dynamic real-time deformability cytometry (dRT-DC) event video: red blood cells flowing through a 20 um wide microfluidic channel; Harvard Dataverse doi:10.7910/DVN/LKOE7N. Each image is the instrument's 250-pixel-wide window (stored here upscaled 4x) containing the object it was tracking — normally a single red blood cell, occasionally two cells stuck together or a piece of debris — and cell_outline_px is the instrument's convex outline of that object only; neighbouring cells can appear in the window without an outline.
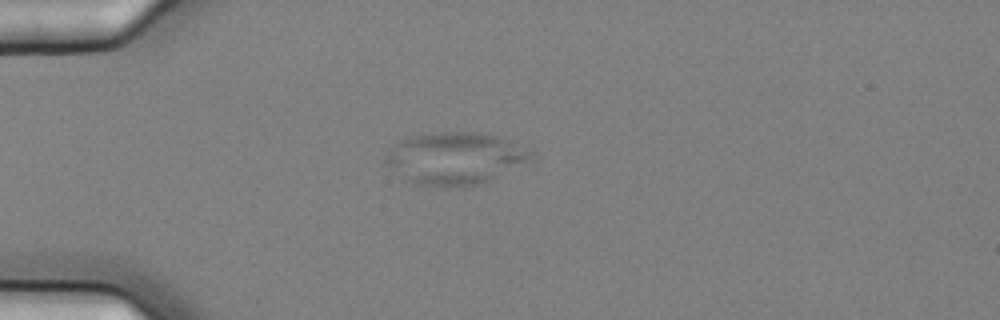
{"species": "common noctule bat (a hibernating species)", "species_latin": "Nyctalus noctula", "temperature_condition": "cold", "stored_images_in_passage": 16, "camera_frame_rate_fps": 3000, "um_per_image_px": 0.085, "animal": {"sex": "female", "body_mass_g": 25.1}, "frame": {"image": 1, "passage_image": 5, "time_ms": 1.333, "image_size_px": [1000, 320], "cell_outline_px": [[536, 160], [488, 180], [476, 184], [448, 188], [416, 184], [404, 180], [388, 164], [388, 156], [404, 140], [412, 136], [436, 132], [480, 132], [496, 136], [532, 152], [536, 156]], "centroid_in_image_um": [38.77, 13.48], "position_along_channel_um": 46.2, "area_um2": 43.35}}
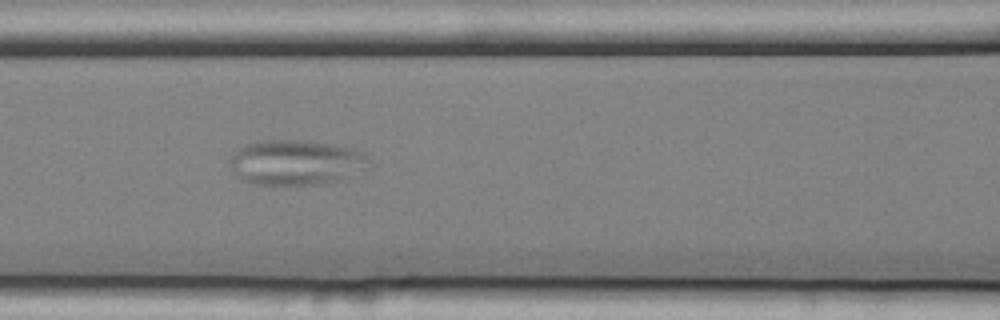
{"frame": {"image": 2, "passage_image": 8, "time_ms": 2.333, "image_size_px": [1000, 320], "cell_outline_px": [[368, 160], [344, 176], [336, 180], [316, 184], [256, 184], [240, 180], [236, 176], [228, 160], [240, 148], [248, 144], [260, 140], [296, 140], [332, 144], [352, 148], [364, 152]], "centroid_in_image_um": [25.01, 13.78], "position_along_channel_um": 141.6, "area_um2": 35.32}}
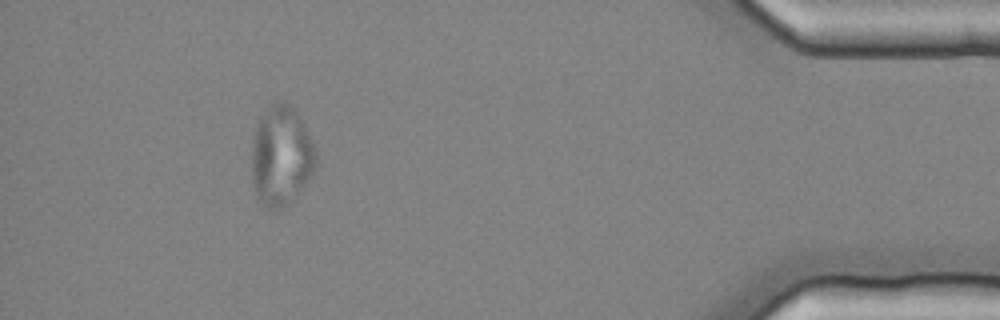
{"frame": {"image": 3, "passage_image": 15, "time_ms": 4.667, "image_size_px": [1000, 320], "cell_outline_px": [[316, 168], [308, 180], [288, 204], [272, 212], [260, 200], [256, 192], [252, 180], [252, 140], [256, 124], [268, 108], [272, 104], [280, 100], [296, 108], [304, 124], [316, 152]], "centroid_in_image_um": [23.9, 13.23], "position_along_channel_um": 411.3, "area_um2": 37.22}}